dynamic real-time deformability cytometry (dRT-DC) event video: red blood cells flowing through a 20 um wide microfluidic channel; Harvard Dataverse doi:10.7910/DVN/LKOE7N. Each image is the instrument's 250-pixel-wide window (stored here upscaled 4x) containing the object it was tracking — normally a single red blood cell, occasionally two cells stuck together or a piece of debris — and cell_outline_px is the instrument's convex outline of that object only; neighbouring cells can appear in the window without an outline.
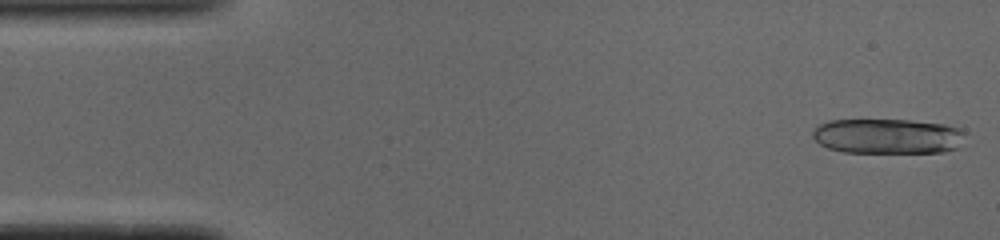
{"species": "common noctule bat (a hibernating species)", "species_latin": "Nyctalus noctula", "temperature_condition": "cold", "stored_images_in_passage": 36, "camera_frame_rate_fps": 3000, "um_per_image_px": 0.085, "animal": {"sex": "male", "body_mass_g": 19.0, "forearm_length_mm": 50.8}, "frame": {"image": 1, "passage_image": 1, "time_ms": 0.0, "image_size_px": [1000, 240], "cell_outline_px": [[964, 132], [956, 148], [944, 152], [844, 152], [828, 148], [820, 144], [812, 136], [812, 132], [820, 124], [828, 120], [908, 120], [944, 124], [964, 128]], "centroid_in_image_um": [75.44, 11.57], "position_along_channel_um": 9.6, "area_um2": 31.04}}
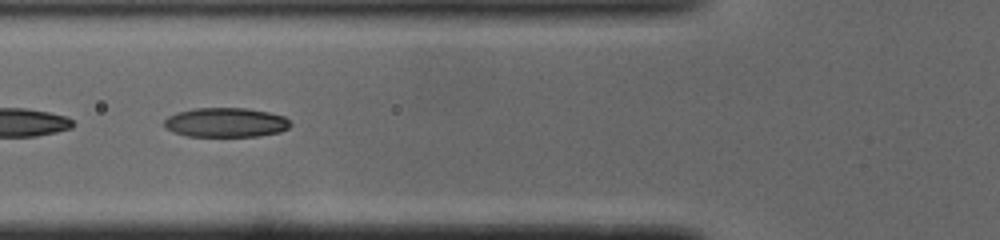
{"frame": {"image": 2, "passage_image": 18, "time_ms": 5.667, "image_size_px": [1000, 240], "cell_outline_px": [[292, 124], [288, 128], [280, 132], [260, 136], [188, 136], [172, 132], [164, 128], [164, 120], [168, 116], [176, 112], [192, 108], [244, 108], [268, 112], [284, 116]], "centroid_in_image_um": [19.16, 10.41], "position_along_channel_um": 106.6, "area_um2": 21.79}}
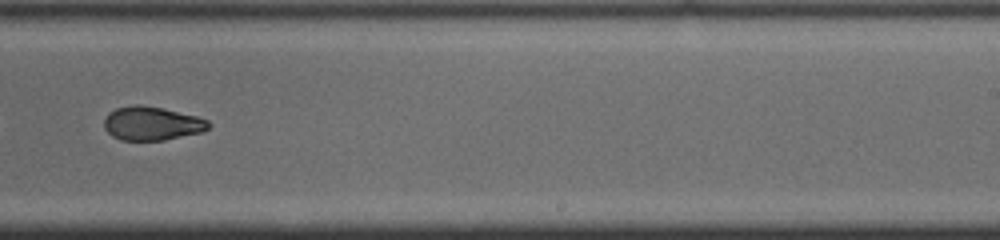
{"frame": {"image": 3, "passage_image": 31, "time_ms": 10.0, "image_size_px": [1000, 240], "cell_outline_px": [[212, 124], [208, 128], [200, 132], [164, 140], [120, 140], [112, 136], [104, 128], [104, 116], [108, 112], [116, 108], [136, 104], [140, 104], [164, 108], [196, 116], [208, 120]], "centroid_in_image_um": [12.87, 10.48], "position_along_channel_um": 276.1, "area_um2": 20.63}}